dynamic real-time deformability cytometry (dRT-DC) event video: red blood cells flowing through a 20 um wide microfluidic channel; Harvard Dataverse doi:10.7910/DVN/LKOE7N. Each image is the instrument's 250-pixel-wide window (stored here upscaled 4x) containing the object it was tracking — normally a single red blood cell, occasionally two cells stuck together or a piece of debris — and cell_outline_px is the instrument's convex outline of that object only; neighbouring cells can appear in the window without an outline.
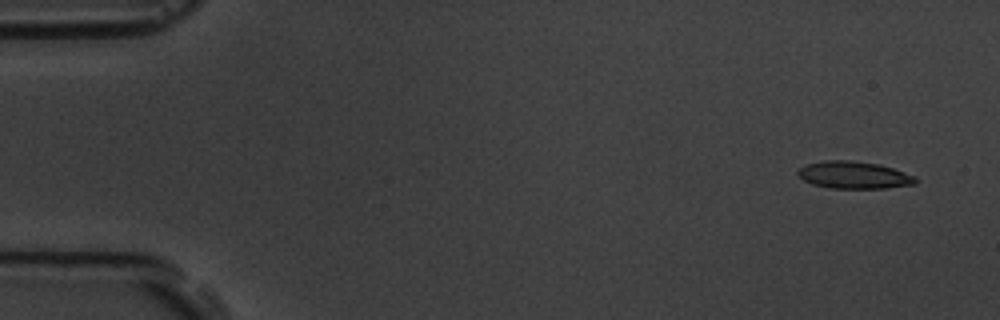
{"species": "common noctule bat (a hibernating species)", "species_latin": "Nyctalus noctula", "temperature_condition": "room temperature", "stored_images_in_passage": 5, "camera_frame_rate_fps": 3000, "um_per_image_px": 0.085, "animal": {"sex": "male", "body_mass_g": 19.5, "forearm_length_mm": 54.6}, "frame": {"image": 1, "passage_image": 2, "time_ms": 1.0, "image_size_px": [1000, 320], "cell_outline_px": [[916, 184], [884, 188], [832, 188], [812, 184], [804, 180], [796, 172], [800, 168], [808, 164], [824, 160], [848, 160], [880, 164], [916, 176]], "centroid_in_image_um": [72.6, 14.87], "position_along_channel_um": 12.4, "area_um2": 18.55}}
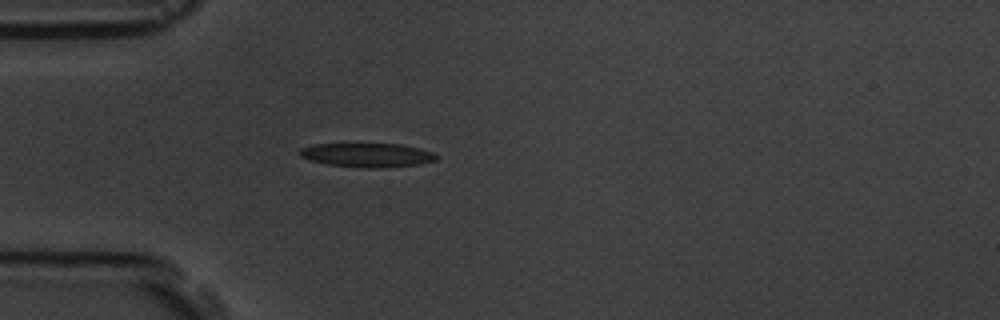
{"frame": {"image": 2, "passage_image": 5, "time_ms": 5.333, "image_size_px": [1000, 320], "cell_outline_px": [[440, 156], [436, 160], [420, 164], [380, 168], [360, 168], [328, 164], [312, 160], [300, 156], [296, 152], [300, 148], [312, 144], [400, 144], [420, 148], [432, 152]], "centroid_in_image_um": [31.21, 13.18], "position_along_channel_um": 53.8, "area_um2": 19.25}}